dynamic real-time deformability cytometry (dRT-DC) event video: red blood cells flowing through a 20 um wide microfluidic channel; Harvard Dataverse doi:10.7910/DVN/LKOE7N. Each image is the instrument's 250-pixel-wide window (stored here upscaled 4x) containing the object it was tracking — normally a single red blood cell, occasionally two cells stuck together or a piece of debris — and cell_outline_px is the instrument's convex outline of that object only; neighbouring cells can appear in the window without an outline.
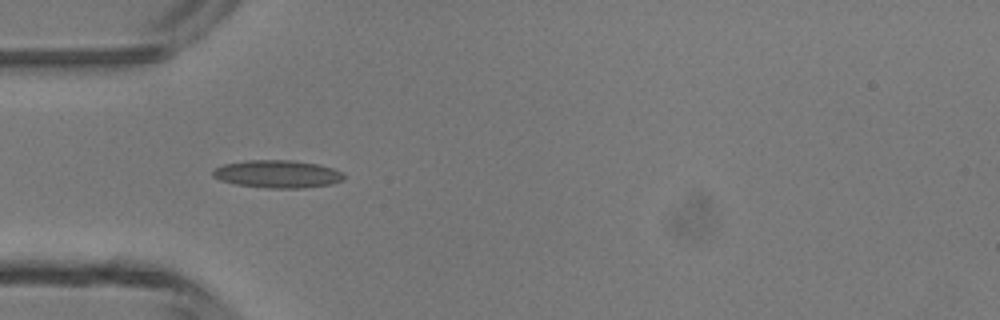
{"species": "common noctule bat (a hibernating species)", "species_latin": "Nyctalus noctula", "temperature_condition": "room temperature", "stored_images_in_passage": 33, "camera_frame_rate_fps": 3000, "um_per_image_px": 0.085, "animal": {"sex": "male", "body_mass_g": 13.3}, "frame": {"image": 1, "passage_image": 1, "time_ms": 0.0, "image_size_px": [1000, 320], "cell_outline_px": [[344, 180], [332, 184], [304, 188], [264, 188], [236, 184], [220, 180], [212, 176], [212, 172], [216, 168], [224, 164], [244, 160], [292, 160], [320, 164], [344, 172]], "centroid_in_image_um": [23.62, 14.79], "position_along_channel_um": 61.4, "area_um2": 21.39}}
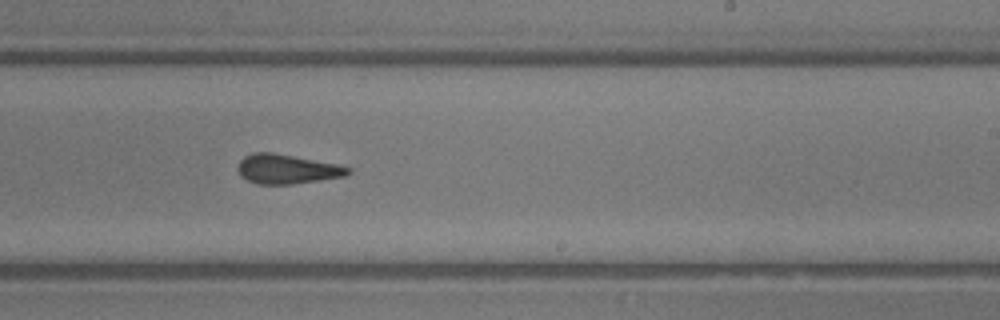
{"frame": {"image": 2, "passage_image": 15, "time_ms": 4.667, "image_size_px": [1000, 320], "cell_outline_px": [[352, 172], [344, 176], [320, 180], [292, 184], [256, 184], [240, 176], [236, 168], [240, 160], [244, 156], [252, 152], [272, 152], [336, 164], [352, 168]], "centroid_in_image_um": [24.35, 14.37], "position_along_channel_um": 264.6, "area_um2": 18.96}}
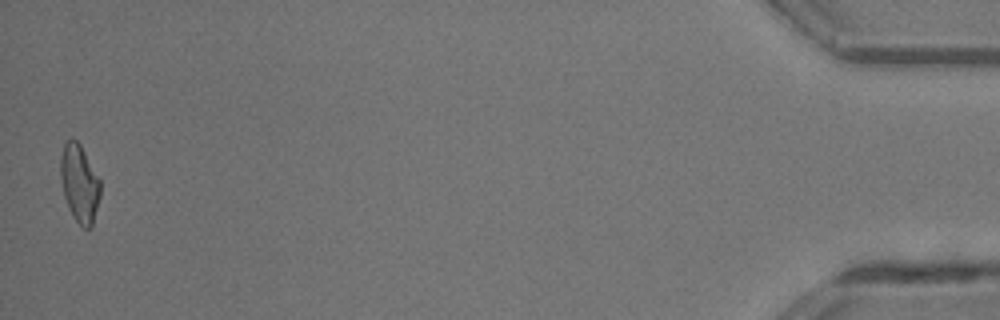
{"frame": {"image": 3, "passage_image": 33, "time_ms": 10.667, "image_size_px": [1000, 320], "cell_outline_px": [[100, 196], [92, 228], [84, 228], [72, 216], [68, 208], [64, 196], [60, 176], [60, 160], [64, 144], [72, 136], [80, 144], [100, 180]], "centroid_in_image_um": [6.75, 15.6], "position_along_channel_um": 428.5, "area_um2": 18.03}, "authors_computed_cell_mechanics": {"area_um2": 18.785, "velocity_mm_per_s": 4.3797, "shape_relaxation_time_tau1_ms": 7.2978, "shape_relaxation_time_tau2_ms": 2.0927, "deformation_change_tau1": 0.19, "deformation_change_tau2": 0.1244}}